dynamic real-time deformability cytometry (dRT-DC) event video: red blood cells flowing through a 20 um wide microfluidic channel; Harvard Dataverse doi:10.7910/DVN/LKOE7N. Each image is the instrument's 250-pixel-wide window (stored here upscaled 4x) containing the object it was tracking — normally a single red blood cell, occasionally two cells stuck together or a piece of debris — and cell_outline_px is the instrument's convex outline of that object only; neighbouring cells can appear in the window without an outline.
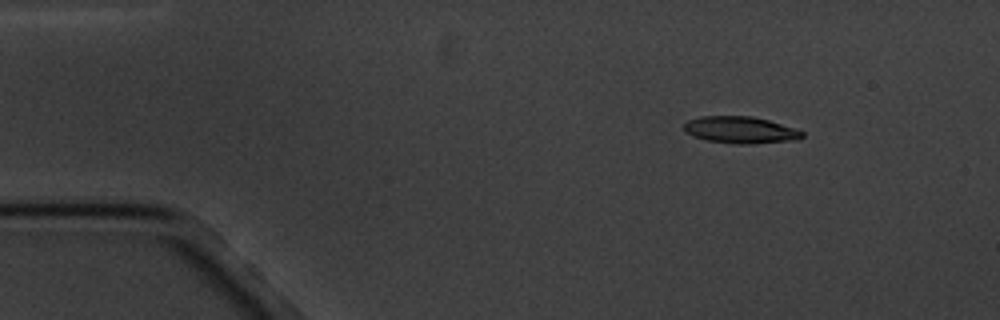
{"species": "common noctule bat (a hibernating species)", "species_latin": "Nyctalus noctula", "temperature_condition": "cold", "stored_images_in_passage": 3, "camera_frame_rate_fps": 3000, "um_per_image_px": 0.085, "animal": {"sex": "male", "body_mass_g": 20.1, "forearm_length_mm": 53.5}, "frame": {"image": 1, "passage_image": 1, "time_ms": 0.0, "image_size_px": [1000, 320], "cell_outline_px": [[804, 136], [800, 140], [752, 144], [736, 144], [708, 140], [692, 136], [684, 132], [684, 124], [688, 120], [700, 116], [752, 116], [768, 120], [796, 128], [804, 132]], "centroid_in_image_um": [62.97, 11.05], "position_along_channel_um": 22.0, "area_um2": 18.73}}
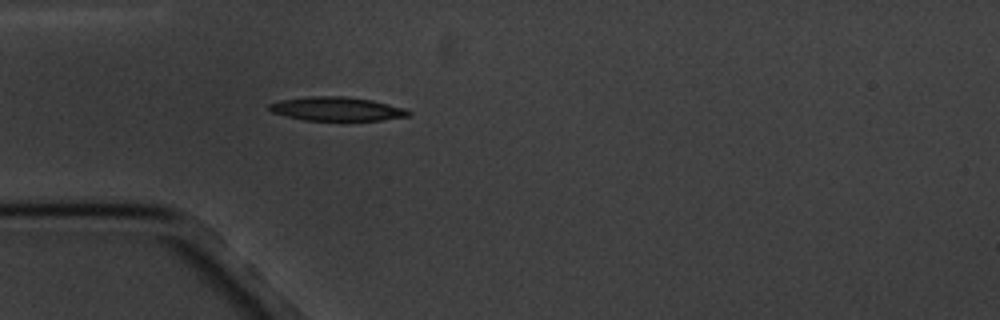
{"frame": {"image": 2, "passage_image": 3, "time_ms": 3.0, "image_size_px": [1000, 320], "cell_outline_px": [[412, 112], [408, 116], [380, 120], [304, 120], [272, 112], [268, 108], [268, 104], [280, 100], [308, 96], [344, 96], [372, 100], [408, 108]], "centroid_in_image_um": [28.66, 9.24], "position_along_channel_um": 56.3, "area_um2": 19.36}}